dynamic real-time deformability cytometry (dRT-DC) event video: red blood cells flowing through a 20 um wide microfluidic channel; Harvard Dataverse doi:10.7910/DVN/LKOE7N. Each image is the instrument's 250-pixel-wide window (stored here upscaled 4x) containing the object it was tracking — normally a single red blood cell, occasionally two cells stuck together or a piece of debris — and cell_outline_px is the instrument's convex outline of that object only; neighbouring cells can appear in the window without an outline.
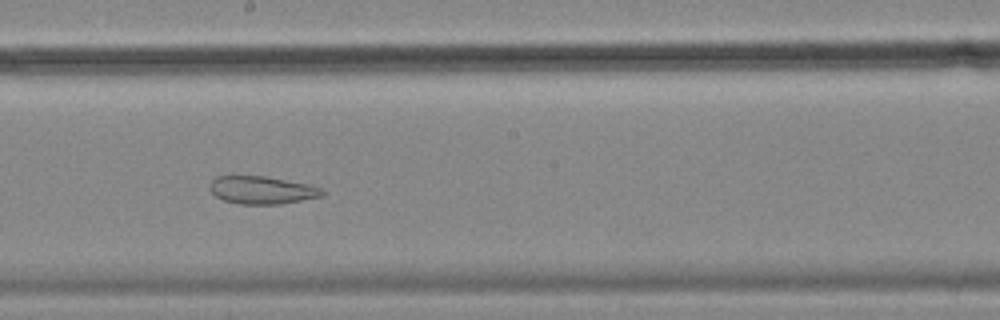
{"species": "common noctule bat (a hibernating species)", "species_latin": "Nyctalus noctula", "temperature_condition": "cold", "stored_images_in_passage": 57, "camera_frame_rate_fps": 3000, "um_per_image_px": 0.085, "animal": {"sex": "female", "body_mass_g": 18.4}, "frame": {"image": 1, "passage_image": 32, "time_ms": 10.333, "image_size_px": [1000, 320], "cell_outline_px": [[324, 196], [280, 204], [240, 204], [224, 200], [216, 196], [208, 188], [212, 180], [216, 176], [264, 176], [312, 184], [320, 188], [324, 192]], "centroid_in_image_um": [22.28, 16.15], "position_along_channel_um": 225.9, "area_um2": 18.26}}
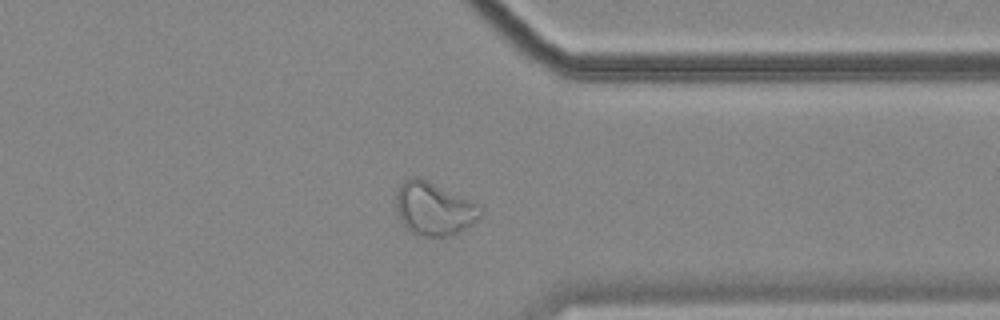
{"frame": {"image": 2, "passage_image": 45, "time_ms": 14.667, "image_size_px": [1000, 320], "cell_outline_px": [[484, 212], [472, 224], [448, 236], [416, 236], [400, 220], [396, 208], [396, 192], [400, 184], [404, 180], [412, 176], [420, 176], [472, 200], [480, 204], [484, 208]], "centroid_in_image_um": [36.89, 17.7], "position_along_channel_um": 374.5, "area_um2": 26.47}, "authors_computed_cell_mechanics": {"area_um2": 27.8018, "velocity_mm_per_s": 3.5049, "shape_relaxation_time_tau1_ms": null, "shape_relaxation_time_tau2_ms": 2.6344, "deformation_change_tau1": null, "deformation_change_tau2": 0.0932}}